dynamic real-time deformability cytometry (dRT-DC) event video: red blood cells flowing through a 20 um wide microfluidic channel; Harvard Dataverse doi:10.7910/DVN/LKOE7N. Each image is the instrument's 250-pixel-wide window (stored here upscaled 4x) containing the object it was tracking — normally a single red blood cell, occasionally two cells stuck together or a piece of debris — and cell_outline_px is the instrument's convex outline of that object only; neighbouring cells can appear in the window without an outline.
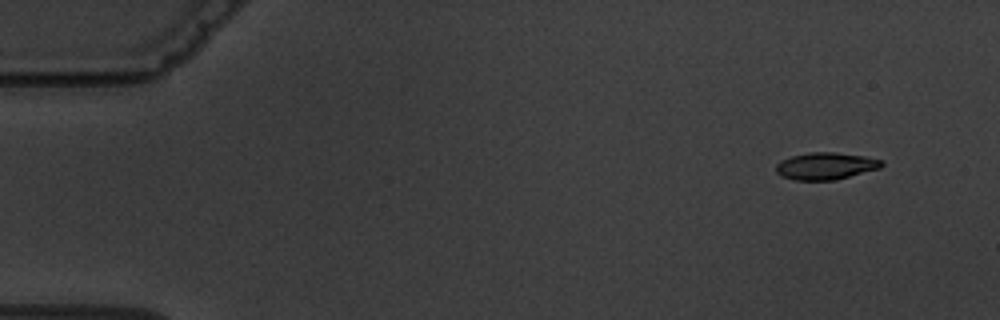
{"species": "common noctule bat (a hibernating species)", "species_latin": "Nyctalus noctula", "temperature_condition": "warm", "stored_images_in_passage": 4, "camera_frame_rate_fps": 3000, "um_per_image_px": 0.085, "animal": {"sex": "male", "body_mass_g": 19.5, "forearm_length_mm": 54.6}, "frame": {"image": 1, "passage_image": 1, "time_ms": 0.0, "image_size_px": [1000, 320], "cell_outline_px": [[884, 164], [880, 168], [836, 180], [792, 180], [780, 176], [776, 172], [776, 164], [780, 160], [792, 156], [808, 152], [836, 152], [864, 156], [884, 160]], "centroid_in_image_um": [70.17, 14.11], "position_along_channel_um": 14.8, "area_um2": 16.88}}